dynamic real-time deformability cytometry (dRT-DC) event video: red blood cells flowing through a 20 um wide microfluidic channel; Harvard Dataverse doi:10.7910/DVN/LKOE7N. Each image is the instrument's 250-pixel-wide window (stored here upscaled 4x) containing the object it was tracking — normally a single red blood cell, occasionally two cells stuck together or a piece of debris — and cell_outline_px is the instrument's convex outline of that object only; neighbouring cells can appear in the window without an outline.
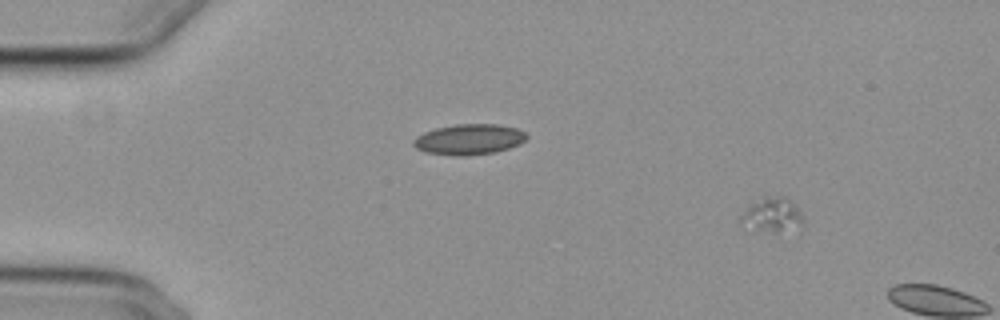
{"species": "common noctule bat (a hibernating species)", "species_latin": "Nyctalus noctula", "temperature_condition": "cold", "stored_images_in_passage": 4, "camera_frame_rate_fps": 3000, "um_per_image_px": 0.085, "animal": {"sex": "female", "body_mass_g": 29.2, "forearm_length_mm": 56.3}, "frame": {"image": 1, "passage_image": 1, "time_ms": 0.0, "image_size_px": [1000, 320], "cell_outline_px": [[804, 224], [776, 232], [772, 232], [756, 228], [740, 220], [740, 216], [752, 204], [764, 196], [788, 196], [800, 212], [804, 220]], "centroid_in_image_um": [65.7, 18.21], "position_along_channel_um": 19.3, "area_um2": 11.85}}